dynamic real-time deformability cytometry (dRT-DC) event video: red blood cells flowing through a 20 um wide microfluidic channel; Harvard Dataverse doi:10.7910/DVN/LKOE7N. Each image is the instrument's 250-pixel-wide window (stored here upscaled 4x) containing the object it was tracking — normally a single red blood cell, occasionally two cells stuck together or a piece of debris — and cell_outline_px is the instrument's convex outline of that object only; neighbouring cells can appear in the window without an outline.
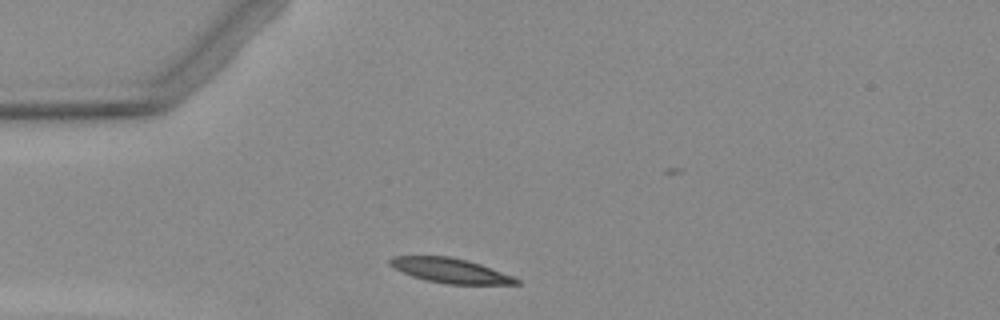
{"species": "Egyptian fruit bat (a non-hibernating species)", "species_latin": "Rousettus aegyptiacus", "temperature_condition": "warm", "stored_images_in_passage": 3, "camera_frame_rate_fps": 3000, "um_per_image_px": 0.085, "animal": {"sex": "female"}, "frame": {"image": 1, "passage_image": 1, "time_ms": 0.0, "image_size_px": [1000, 320], "cell_outline_px": [[520, 284], [448, 284], [428, 280], [412, 276], [388, 264], [388, 260], [392, 256], [448, 256], [468, 260], [516, 276], [520, 280]], "centroid_in_image_um": [38.34, 22.99], "position_along_channel_um": 46.7, "area_um2": 18.15}}
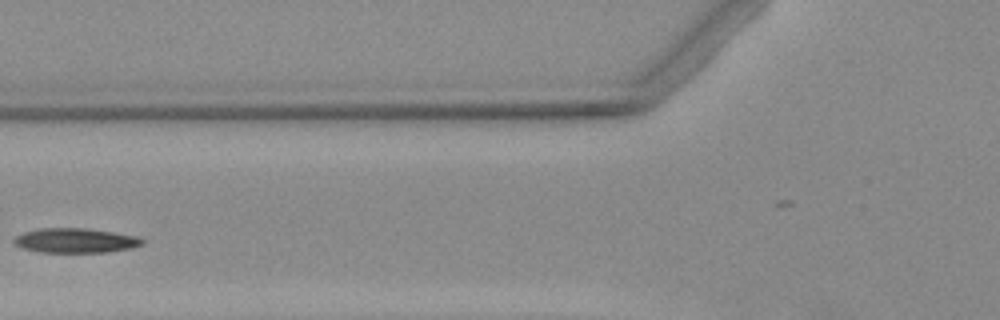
{"frame": {"image": 2, "passage_image": 3, "time_ms": 2.333, "image_size_px": [1000, 320], "cell_outline_px": [[144, 244], [132, 248], [108, 252], [40, 252], [20, 248], [12, 240], [16, 236], [24, 232], [40, 228], [84, 228], [112, 232], [136, 236], [144, 240]], "centroid_in_image_um": [6.4, 20.45], "position_along_channel_um": 119.4, "area_um2": 18.38}}